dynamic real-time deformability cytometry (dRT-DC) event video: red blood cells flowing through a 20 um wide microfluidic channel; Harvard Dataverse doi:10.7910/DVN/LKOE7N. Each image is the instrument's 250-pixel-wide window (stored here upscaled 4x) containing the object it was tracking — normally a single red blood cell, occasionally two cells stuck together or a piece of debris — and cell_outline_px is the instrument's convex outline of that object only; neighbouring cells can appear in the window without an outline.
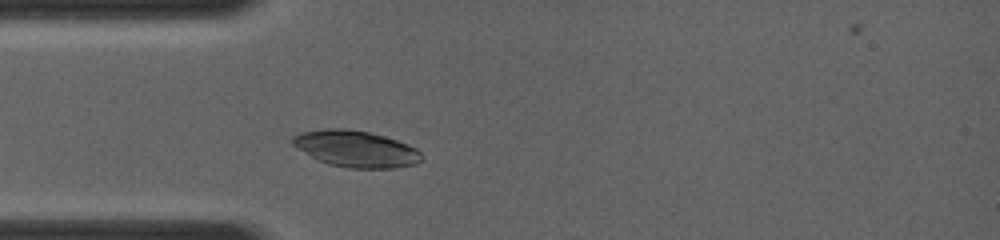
{"species": "common noctule bat (a hibernating species)", "species_latin": "Nyctalus noctula", "temperature_condition": "room temperature", "stored_images_in_passage": 1, "camera_frame_rate_fps": 4000, "um_per_image_px": 0.085, "animal": {"sex": "female", "body_mass_g": 19.0, "forearm_length_mm": 56.7}, "frame": {"image": 1, "passage_image": 1, "time_ms": 0.0, "image_size_px": [1000, 240], "cell_outline_px": [[420, 160], [412, 164], [392, 168], [348, 168], [332, 164], [320, 160], [312, 156], [292, 144], [292, 140], [296, 136], [304, 132], [328, 128], [344, 128], [368, 132], [384, 136], [396, 140], [416, 148], [420, 152]], "centroid_in_image_um": [30.27, 12.64], "position_along_channel_um": 54.7, "area_um2": 26.59}}